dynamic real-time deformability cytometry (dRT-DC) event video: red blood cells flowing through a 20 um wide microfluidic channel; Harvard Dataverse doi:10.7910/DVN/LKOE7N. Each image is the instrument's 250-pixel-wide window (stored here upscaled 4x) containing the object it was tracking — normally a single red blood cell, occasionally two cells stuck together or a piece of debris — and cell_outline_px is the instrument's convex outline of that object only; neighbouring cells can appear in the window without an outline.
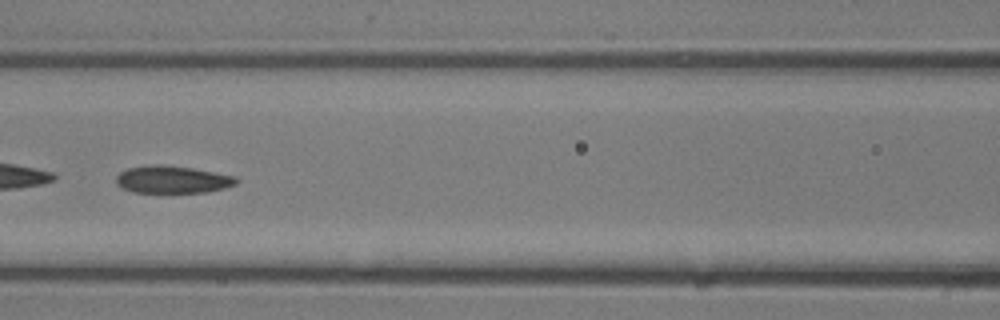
{"species": "common noctule bat (a hibernating species)", "species_latin": "Nyctalus noctula", "temperature_condition": "room temperature", "stored_images_in_passage": 19, "camera_frame_rate_fps": 3000, "um_per_image_px": 0.085, "animal": {"sex": "male", "body_mass_g": 13.3}, "frame": {"image": 1, "passage_image": 14, "time_ms": 4.333, "image_size_px": [1000, 320], "cell_outline_px": [[240, 180], [236, 184], [224, 188], [204, 192], [132, 192], [120, 188], [116, 184], [116, 176], [120, 172], [128, 168], [152, 164], [160, 164], [192, 168], [236, 176]], "centroid_in_image_um": [14.63, 15.25], "position_along_channel_um": 152.0, "area_um2": 19.25}}
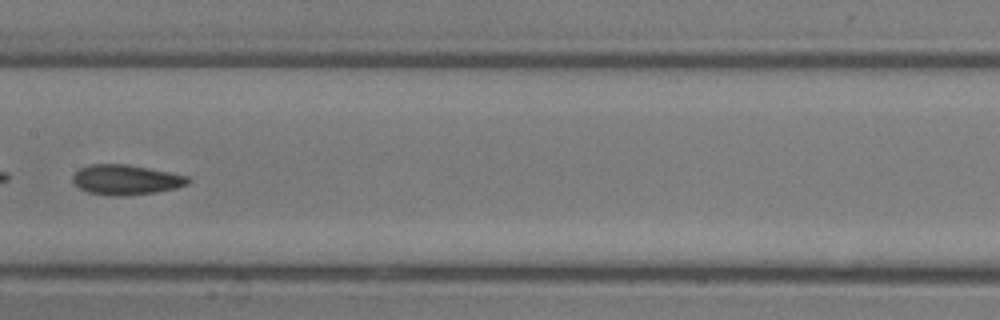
{"frame": {"image": 2, "passage_image": 16, "time_ms": 5.0, "image_size_px": [1000, 320], "cell_outline_px": [[192, 180], [188, 184], [176, 188], [156, 192], [124, 196], [112, 196], [88, 192], [80, 188], [72, 180], [72, 176], [80, 168], [88, 164], [124, 164], [148, 168], [188, 176]], "centroid_in_image_um": [10.71, 15.28], "position_along_channel_um": 196.7, "area_um2": 20.11}}